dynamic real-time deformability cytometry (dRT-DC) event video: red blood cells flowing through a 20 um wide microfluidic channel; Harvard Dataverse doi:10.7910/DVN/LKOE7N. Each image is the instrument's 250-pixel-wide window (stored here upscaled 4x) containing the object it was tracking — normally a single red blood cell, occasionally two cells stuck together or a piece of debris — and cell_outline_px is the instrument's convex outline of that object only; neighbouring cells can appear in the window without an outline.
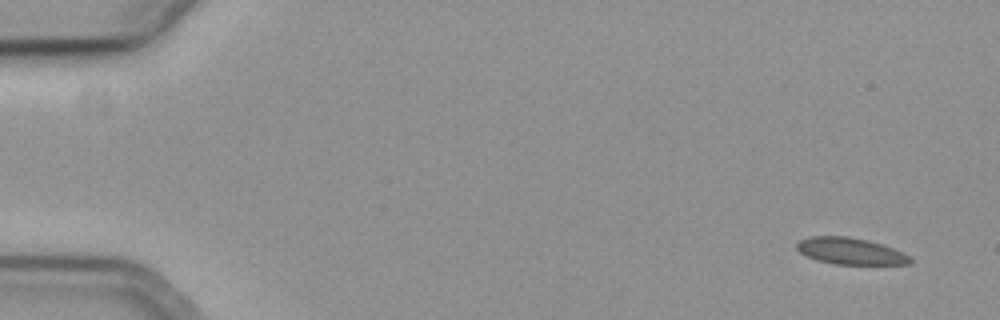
{"species": "common noctule bat (a hibernating species)", "species_latin": "Nyctalus noctula", "temperature_condition": "cold", "stored_images_in_passage": 55, "camera_frame_rate_fps": 3000, "um_per_image_px": 0.085, "animal": {"sex": "female", "body_mass_g": 19.3, "forearm_length_mm": 54.1}, "frame": {"image": 1, "passage_image": 1, "time_ms": 0.0, "image_size_px": [1000, 320], "cell_outline_px": [[912, 264], [836, 264], [816, 260], [800, 252], [796, 248], [796, 244], [800, 240], [808, 236], [848, 236], [868, 240], [892, 248], [908, 256], [912, 260]], "centroid_in_image_um": [72.24, 21.34], "position_along_channel_um": 12.8, "area_um2": 17.4}}
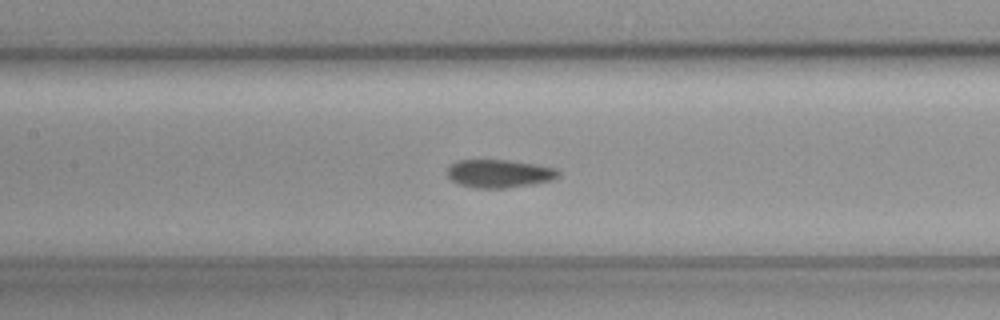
{"frame": {"image": 2, "passage_image": 25, "time_ms": 8.0, "image_size_px": [1000, 320], "cell_outline_px": [[560, 176], [552, 180], [532, 184], [504, 188], [476, 188], [460, 184], [452, 180], [444, 172], [456, 160], [508, 160], [536, 164], [560, 168]], "centroid_in_image_um": [42.47, 14.74], "position_along_channel_um": 164.9, "area_um2": 18.38}}
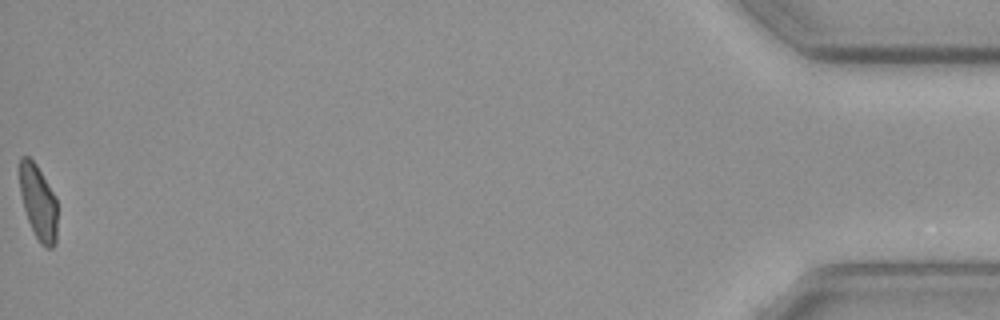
{"frame": {"image": 3, "passage_image": 55, "time_ms": 18.0, "image_size_px": [1000, 320], "cell_outline_px": [[56, 244], [52, 248], [48, 248], [40, 244], [28, 220], [24, 208], [20, 192], [20, 156], [28, 156], [36, 164], [56, 196]], "centroid_in_image_um": [3.26, 17.2], "position_along_channel_um": 431.9, "area_um2": 16.3}, "authors_computed_cell_mechanics": {"area_um2": 17.9758, "velocity_mm_per_s": 3.6932, "shape_relaxation_time_tau1_ms": null, "shape_relaxation_time_tau2_ms": 7.672, "deformation_change_tau1": null, "deformation_change_tau2": 0.1091}}